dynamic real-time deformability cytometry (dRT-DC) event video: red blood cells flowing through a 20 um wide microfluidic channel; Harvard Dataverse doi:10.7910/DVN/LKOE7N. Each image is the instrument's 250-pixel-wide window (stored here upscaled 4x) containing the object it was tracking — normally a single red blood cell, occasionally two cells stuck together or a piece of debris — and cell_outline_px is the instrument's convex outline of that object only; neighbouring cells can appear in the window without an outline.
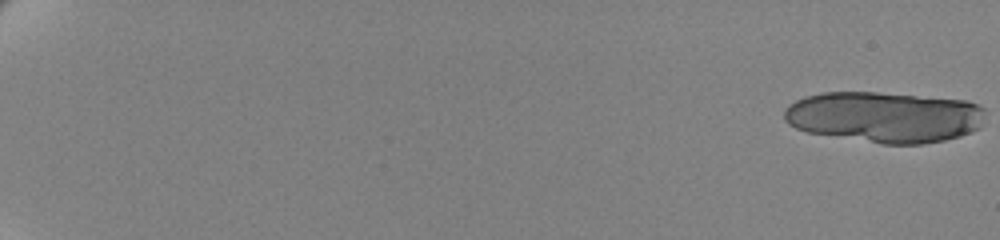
{"species": "human", "species_latin": "Homo sapiens", "temperature_condition": "cold", "stored_images_in_passage": 18, "camera_frame_rate_fps": 3000, "um_per_image_px": 0.085, "donor": {"sex": "female"}, "frame": {"image": 1, "passage_image": 1, "time_ms": 0.0, "image_size_px": [1000, 240], "cell_outline_px": [[984, 108], [980, 128], [972, 132], [960, 136], [944, 140], [924, 144], [880, 144], [808, 132], [796, 128], [788, 124], [784, 120], [784, 108], [788, 104], [804, 96], [824, 92], [876, 92], [968, 100]], "centroid_in_image_um": [75.15, 9.94], "position_along_channel_um": 9.8, "area_um2": 60.05}}